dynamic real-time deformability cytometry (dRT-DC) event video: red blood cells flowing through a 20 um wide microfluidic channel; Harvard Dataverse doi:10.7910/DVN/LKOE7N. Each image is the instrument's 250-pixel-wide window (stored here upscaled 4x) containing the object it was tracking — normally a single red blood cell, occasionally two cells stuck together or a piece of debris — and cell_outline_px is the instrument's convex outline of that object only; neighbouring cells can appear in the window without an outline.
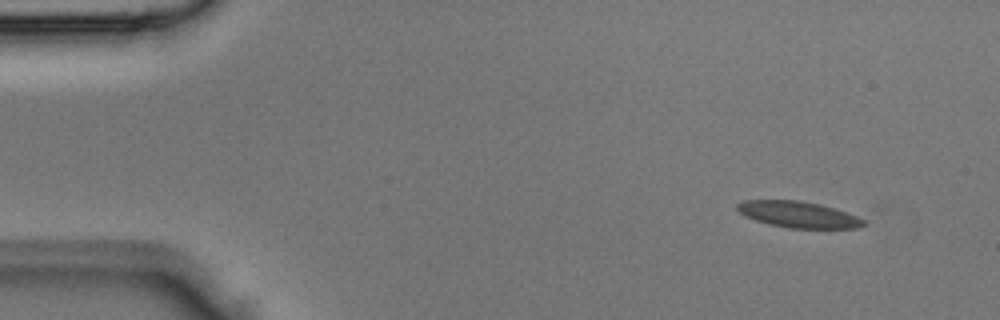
{"species": "Egyptian fruit bat (a non-hibernating species)", "species_latin": "Rousettus aegyptiacus", "temperature_condition": "room temperature", "stored_images_in_passage": 2, "camera_frame_rate_fps": 3000, "um_per_image_px": 0.085, "animal": {"sex": "male"}, "frame": {"image": 1, "passage_image": 1, "time_ms": 0.0, "image_size_px": [1000, 320], "cell_outline_px": [[864, 224], [860, 228], [788, 228], [768, 224], [744, 216], [736, 208], [736, 204], [744, 200], [800, 200], [820, 204], [856, 216], [864, 220]], "centroid_in_image_um": [67.8, 18.23], "position_along_channel_um": 17.2, "area_um2": 19.19}}